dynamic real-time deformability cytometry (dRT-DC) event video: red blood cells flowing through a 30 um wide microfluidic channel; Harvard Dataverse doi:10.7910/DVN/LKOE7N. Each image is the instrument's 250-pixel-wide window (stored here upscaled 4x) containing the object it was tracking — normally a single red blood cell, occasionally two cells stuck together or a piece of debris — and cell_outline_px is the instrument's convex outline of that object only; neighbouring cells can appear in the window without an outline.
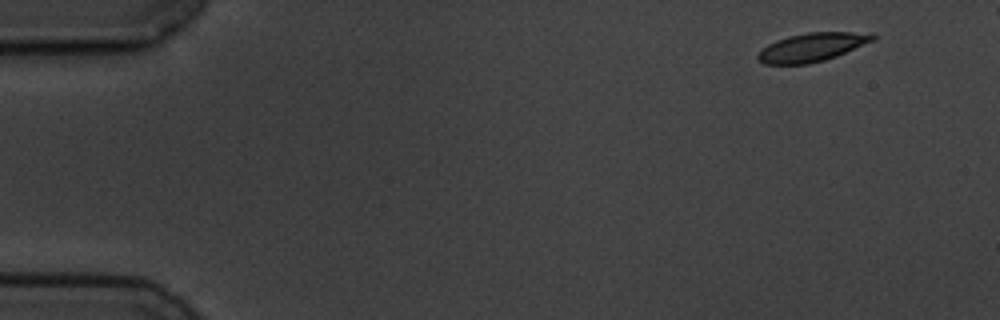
{"species": "common noctule bat (a hibernating species)", "species_latin": "Nyctalus noctula", "temperature_condition": "cold", "stored_images_in_passage": 6, "camera_frame_rate_fps": 3000, "um_per_image_px": 0.085, "animal": {"sex": "male", "body_mass_g": 19.5, "forearm_length_mm": 54.6}, "frame": {"image": 1, "passage_image": 1, "time_ms": 0.0, "image_size_px": [1000, 320], "cell_outline_px": [[876, 40], [836, 56], [824, 60], [808, 64], [764, 64], [756, 56], [768, 44], [776, 40], [788, 36], [808, 32], [872, 32], [876, 36]], "centroid_in_image_um": [69.08, 4.0], "position_along_channel_um": 15.9, "area_um2": 19.13}}
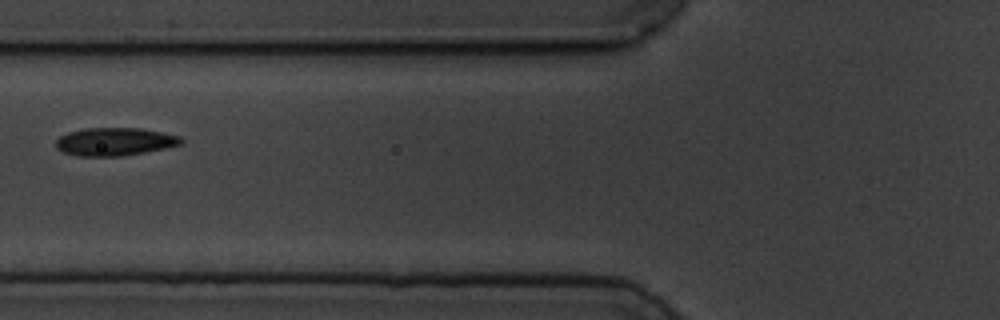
{"frame": {"image": 2, "passage_image": 6, "time_ms": 6.0, "image_size_px": [1000, 320], "cell_outline_px": [[184, 144], [144, 152], [120, 156], [80, 156], [64, 152], [56, 148], [56, 140], [60, 136], [68, 132], [84, 128], [140, 128], [180, 136], [184, 140]], "centroid_in_image_um": [9.76, 12.03], "position_along_channel_um": 116.0, "area_um2": 20.35}}